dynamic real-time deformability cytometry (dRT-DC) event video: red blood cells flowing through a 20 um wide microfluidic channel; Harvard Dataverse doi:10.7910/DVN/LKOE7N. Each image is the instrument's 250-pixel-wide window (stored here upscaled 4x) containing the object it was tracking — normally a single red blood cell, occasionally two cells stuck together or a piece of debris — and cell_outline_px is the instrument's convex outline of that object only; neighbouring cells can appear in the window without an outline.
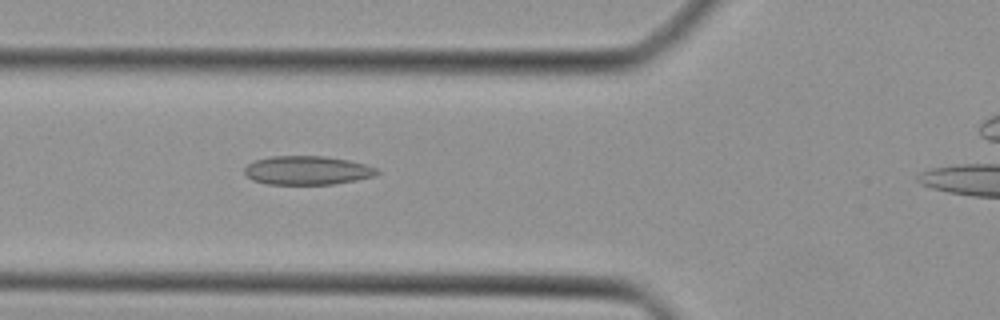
{"species": "Egyptian fruit bat (a non-hibernating species)", "species_latin": "Rousettus aegyptiacus", "temperature_condition": "cold", "stored_images_in_passage": 27, "camera_frame_rate_fps": 3000, "um_per_image_px": 0.085, "animal": {"sex": "female"}, "frame": {"image": 1, "passage_image": 4, "time_ms": 1.0, "image_size_px": [1000, 320], "cell_outline_px": [[380, 172], [376, 176], [356, 180], [332, 184], [268, 184], [252, 180], [244, 172], [244, 168], [252, 160], [272, 156], [324, 156], [348, 160], [364, 164], [376, 168]], "centroid_in_image_um": [26.1, 14.48], "position_along_channel_um": 99.7, "area_um2": 22.25}}
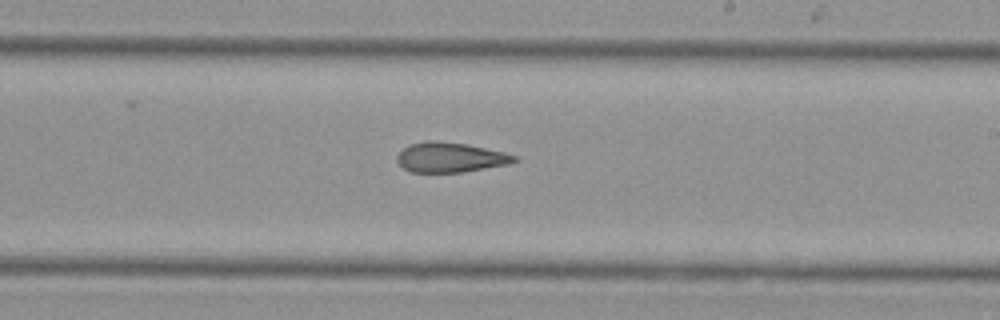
{"frame": {"image": 2, "passage_image": 14, "time_ms": 4.333, "image_size_px": [1000, 320], "cell_outline_px": [[520, 160], [508, 164], [464, 172], [412, 172], [404, 168], [396, 160], [396, 156], [404, 148], [412, 144], [428, 140], [436, 140], [468, 144], [504, 152], [516, 156]], "centroid_in_image_um": [38.3, 13.37], "position_along_channel_um": 250.7, "area_um2": 20.4}}
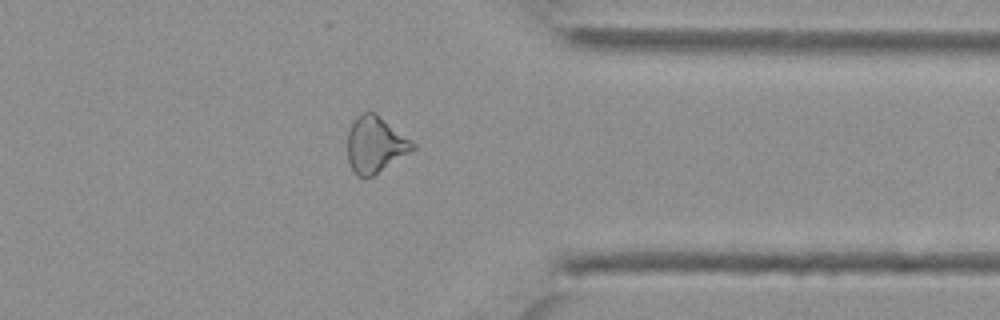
{"frame": {"image": 3, "passage_image": 23, "time_ms": 7.333, "image_size_px": [1000, 320], "cell_outline_px": [[416, 148], [372, 176], [364, 180], [356, 176], [348, 160], [348, 132], [356, 116], [360, 112], [376, 112], [416, 144]], "centroid_in_image_um": [31.88, 12.29], "position_along_channel_um": 379.5, "area_um2": 21.39}}